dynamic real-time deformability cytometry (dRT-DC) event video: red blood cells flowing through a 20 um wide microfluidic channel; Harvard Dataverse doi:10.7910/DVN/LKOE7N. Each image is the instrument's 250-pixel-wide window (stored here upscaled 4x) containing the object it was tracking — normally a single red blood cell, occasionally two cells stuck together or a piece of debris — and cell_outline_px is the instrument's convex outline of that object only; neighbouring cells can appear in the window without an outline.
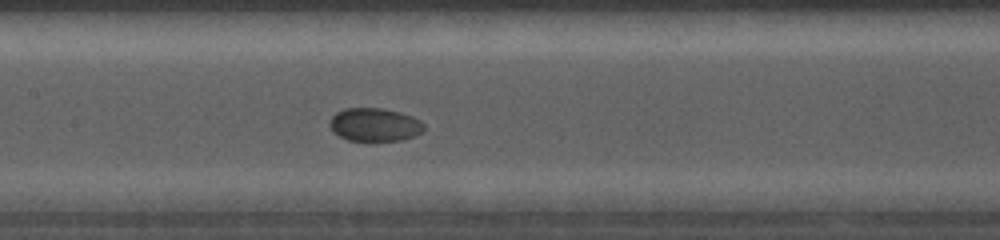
{"species": "common noctule bat (a hibernating species)", "species_latin": "Nyctalus noctula", "temperature_condition": "cold", "stored_images_in_passage": 26, "camera_frame_rate_fps": 5000, "um_per_image_px": 0.085, "animal": {"sex": "female", "body_mass_g": 19.0, "forearm_length_mm": 56.7}, "frame": {"image": 1, "passage_image": 12, "time_ms": 6.8, "image_size_px": [1000, 240], "cell_outline_px": [[424, 132], [416, 136], [404, 140], [348, 140], [332, 132], [328, 124], [332, 116], [336, 112], [344, 108], [380, 108], [400, 112], [412, 116], [420, 120], [424, 124]], "centroid_in_image_um": [31.85, 10.59], "position_along_channel_um": 175.5, "area_um2": 18.44}}
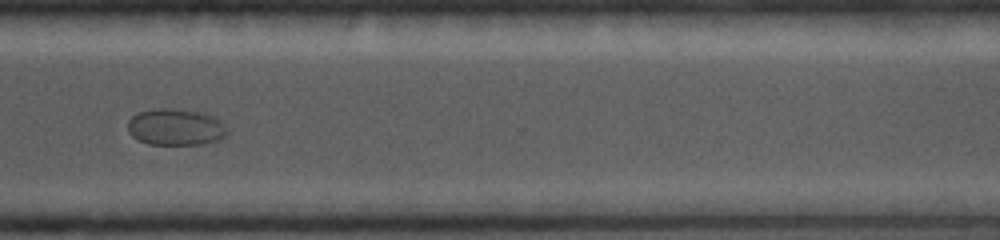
{"frame": {"image": 2, "passage_image": 20, "time_ms": 11.0, "image_size_px": [1000, 240], "cell_outline_px": [[228, 136], [220, 140], [200, 144], [148, 144], [136, 140], [128, 132], [128, 120], [136, 112], [156, 108], [176, 108], [204, 112], [224, 124], [228, 132]], "centroid_in_image_um": [14.91, 10.79], "position_along_channel_um": 355.7, "area_um2": 21.56}}
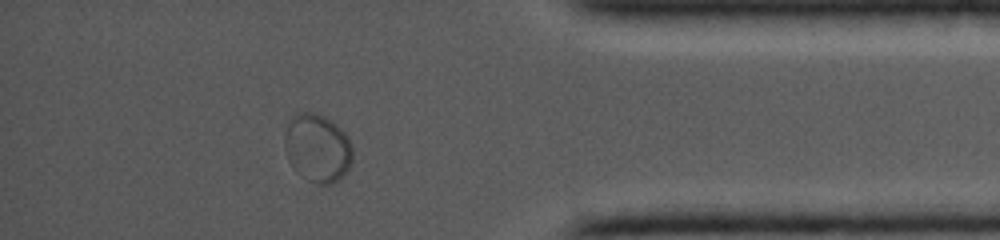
{"frame": {"image": 3, "passage_image": 23, "time_ms": 12.6, "image_size_px": [1000, 240], "cell_outline_px": [[352, 160], [348, 168], [340, 180], [332, 184], [320, 184], [308, 180], [292, 168], [288, 160], [284, 148], [284, 136], [288, 124], [292, 116], [300, 112], [312, 112], [324, 116], [336, 124], [348, 136], [352, 144]], "centroid_in_image_um": [26.98, 12.59], "position_along_channel_um": 408.2, "area_um2": 27.22}}